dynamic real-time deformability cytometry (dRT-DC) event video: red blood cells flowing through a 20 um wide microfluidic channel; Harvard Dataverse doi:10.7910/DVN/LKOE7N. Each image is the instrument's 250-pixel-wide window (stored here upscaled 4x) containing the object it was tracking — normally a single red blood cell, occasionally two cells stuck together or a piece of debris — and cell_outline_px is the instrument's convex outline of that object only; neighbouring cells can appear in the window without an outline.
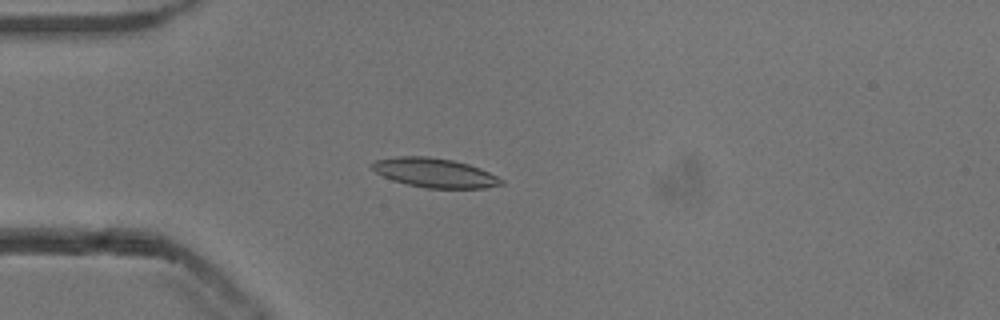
{"species": "common noctule bat (a hibernating species)", "species_latin": "Nyctalus noctula", "temperature_condition": "cold", "stored_images_in_passage": 53, "camera_frame_rate_fps": 3000, "um_per_image_px": 0.085, "animal": {"sex": "male", "body_mass_g": 13.3}, "frame": {"image": 1, "passage_image": 14, "time_ms": 4.333, "image_size_px": [1000, 320], "cell_outline_px": [[504, 184], [484, 188], [424, 188], [392, 180], [376, 172], [368, 164], [376, 160], [400, 156], [428, 156], [452, 160], [468, 164], [480, 168], [504, 180]], "centroid_in_image_um": [36.94, 14.69], "position_along_channel_um": 48.1, "area_um2": 21.96}}
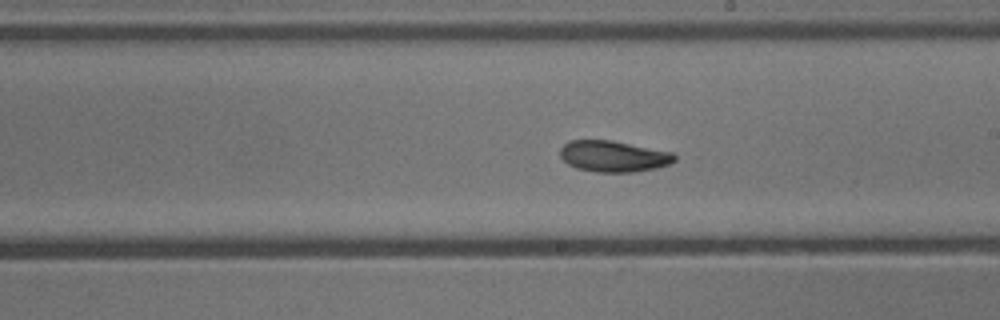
{"frame": {"image": 2, "passage_image": 30, "time_ms": 9.667, "image_size_px": [1000, 320], "cell_outline_px": [[676, 160], [668, 164], [656, 168], [632, 172], [596, 172], [576, 168], [568, 164], [560, 156], [560, 148], [568, 140], [612, 140], [672, 152], [676, 156]], "centroid_in_image_um": [52.12, 13.28], "position_along_channel_um": 236.9, "area_um2": 20.81}}
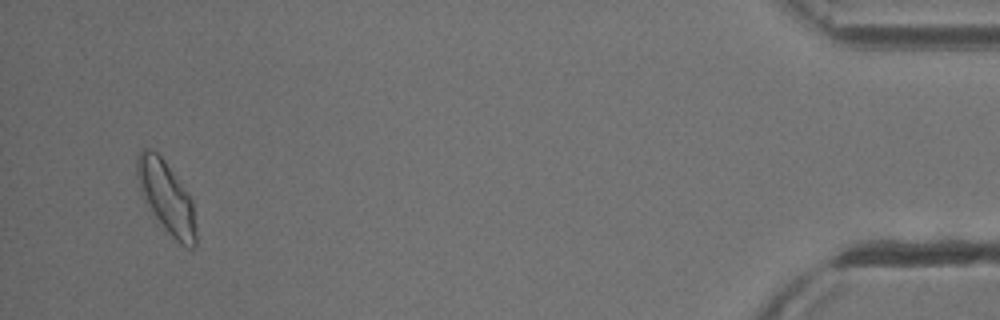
{"frame": {"image": 3, "passage_image": 51, "time_ms": 16.667, "image_size_px": [1000, 320], "cell_outline_px": [[196, 244], [192, 248], [184, 248], [164, 228], [148, 208], [140, 192], [136, 176], [136, 156], [140, 148], [148, 148], [156, 152], [164, 160], [192, 200], [196, 228]], "centroid_in_image_um": [14.11, 16.76], "position_along_channel_um": 421.1, "area_um2": 24.68}, "authors_computed_cell_mechanics": {"area_um2": 21.386, "velocity_mm_per_s": 3.8052, "shape_relaxation_time_tau1_ms": 10.1775, "shape_relaxation_time_tau2_ms": 6.8977, "deformation_change_tau1": 0.194, "deformation_change_tau2": 0.1253}}